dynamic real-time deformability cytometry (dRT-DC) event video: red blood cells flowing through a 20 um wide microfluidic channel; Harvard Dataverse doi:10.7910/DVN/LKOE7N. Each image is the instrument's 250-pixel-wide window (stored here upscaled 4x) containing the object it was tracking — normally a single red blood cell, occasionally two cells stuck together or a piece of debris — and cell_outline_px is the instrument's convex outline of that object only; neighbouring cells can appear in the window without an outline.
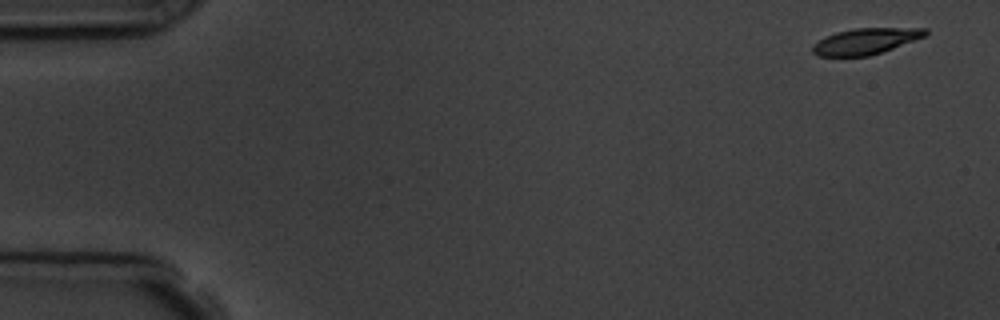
{"species": "common noctule bat (a hibernating species)", "species_latin": "Nyctalus noctula", "temperature_condition": "room temperature", "stored_images_in_passage": 5, "camera_frame_rate_fps": 3000, "um_per_image_px": 0.085, "animal": {"sex": "male", "body_mass_g": 19.5, "forearm_length_mm": 54.6}, "frame": {"image": 1, "passage_image": 1, "time_ms": 0.0, "image_size_px": [1000, 320], "cell_outline_px": [[928, 32], [924, 36], [892, 48], [868, 56], [816, 56], [812, 52], [812, 44], [824, 36], [836, 32], [856, 28], [928, 28]], "centroid_in_image_um": [73.51, 3.5], "position_along_channel_um": 11.5, "area_um2": 16.99}}
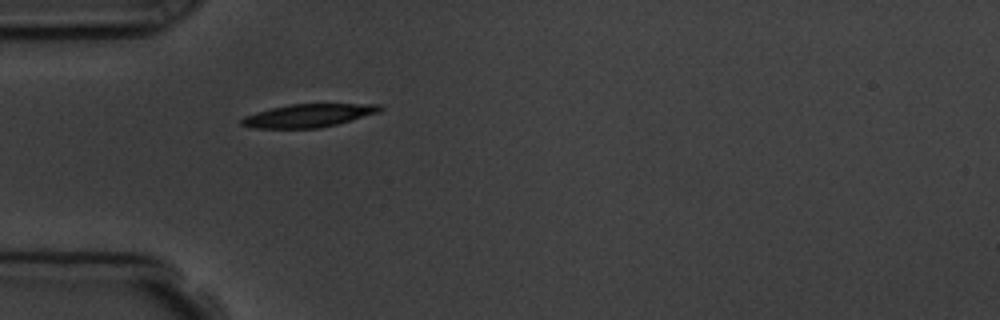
{"frame": {"image": 2, "passage_image": 5, "time_ms": 4.667, "image_size_px": [1000, 320], "cell_outline_px": [[384, 108], [380, 112], [336, 124], [320, 128], [252, 128], [240, 124], [240, 120], [244, 116], [256, 112], [272, 108], [292, 104], [380, 104]], "centroid_in_image_um": [26.21, 9.82], "position_along_channel_um": 58.8, "area_um2": 18.55}}